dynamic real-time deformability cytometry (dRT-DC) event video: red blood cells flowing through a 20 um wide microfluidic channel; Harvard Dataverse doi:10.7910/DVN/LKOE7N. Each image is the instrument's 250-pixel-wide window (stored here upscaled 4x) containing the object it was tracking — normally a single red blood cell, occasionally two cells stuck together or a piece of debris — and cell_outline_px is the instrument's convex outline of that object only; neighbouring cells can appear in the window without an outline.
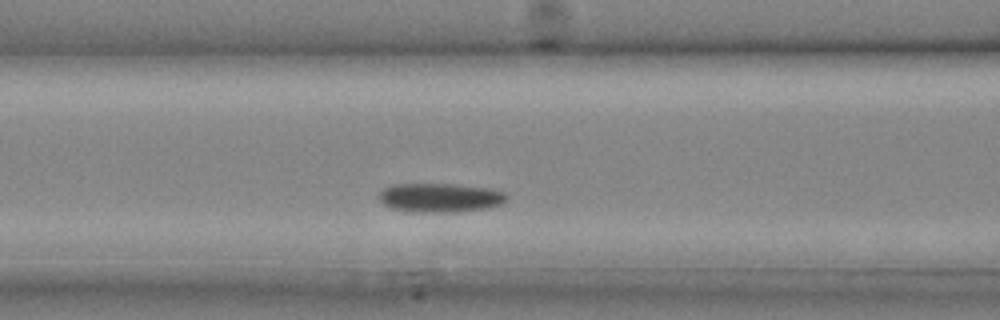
{"species": "common noctule bat (a hibernating species)", "species_latin": "Nyctalus noctula", "temperature_condition": "cold", "stored_images_in_passage": 21, "camera_frame_rate_fps": 3000, "um_per_image_px": 0.085, "animal": {"sex": "male", "body_mass_g": 20.4}, "frame": {"image": 1, "passage_image": 7, "time_ms": 2.0, "image_size_px": [1000, 320], "cell_outline_px": [[508, 200], [500, 204], [488, 208], [456, 212], [420, 212], [392, 208], [384, 204], [380, 200], [380, 192], [384, 188], [392, 184], [452, 184], [488, 188], [504, 192], [508, 196]], "centroid_in_image_um": [37.44, 16.8], "position_along_channel_um": 129.2, "area_um2": 21.5}}
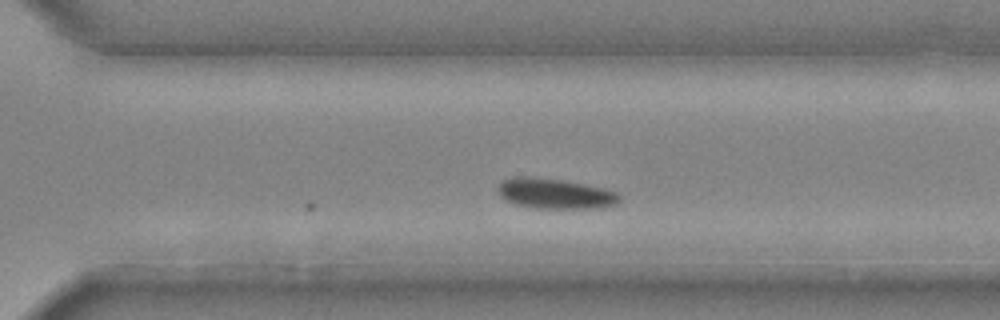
{"frame": {"image": 2, "passage_image": 15, "time_ms": 4.667, "image_size_px": [1000, 320], "cell_outline_px": [[620, 200], [616, 204], [604, 208], [532, 208], [516, 204], [504, 200], [500, 196], [496, 188], [504, 180], [516, 176], [520, 176], [560, 180], [584, 184], [604, 188], [616, 192], [620, 196]], "centroid_in_image_um": [47.18, 16.47], "position_along_channel_um": 323.4, "area_um2": 21.39}}
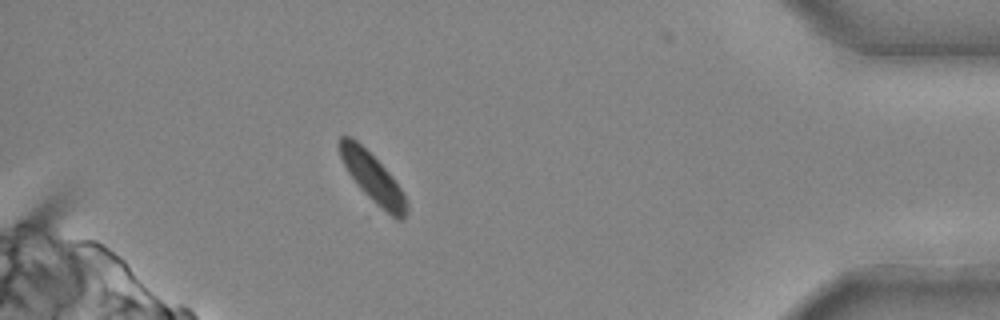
{"frame": {"image": 3, "passage_image": 20, "time_ms": 6.333, "image_size_px": [1000, 320], "cell_outline_px": [[408, 212], [400, 220], [396, 220], [376, 204], [360, 188], [348, 172], [340, 156], [340, 136], [352, 136], [388, 172], [400, 188], [408, 204]], "centroid_in_image_um": [31.69, 15.15], "position_along_channel_um": 403.5, "area_um2": 18.44}}